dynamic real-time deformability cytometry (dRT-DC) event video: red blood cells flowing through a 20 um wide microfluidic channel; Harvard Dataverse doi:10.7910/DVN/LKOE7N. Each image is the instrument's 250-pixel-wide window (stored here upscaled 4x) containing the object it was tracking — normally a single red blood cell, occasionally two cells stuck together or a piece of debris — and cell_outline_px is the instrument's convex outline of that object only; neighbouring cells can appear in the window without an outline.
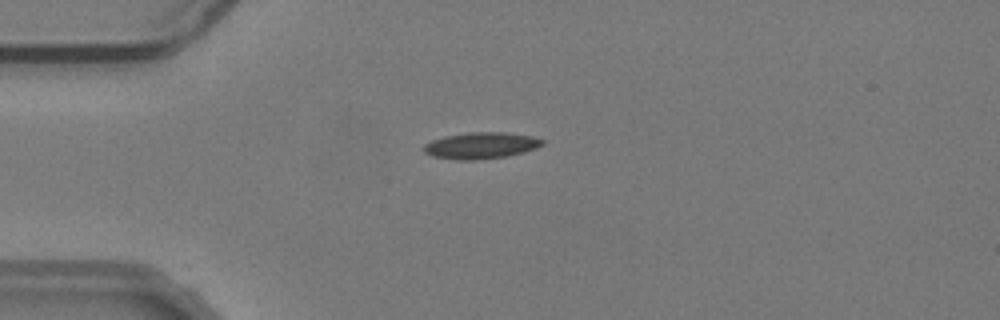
{"species": "common noctule bat (a hibernating species)", "species_latin": "Nyctalus noctula", "temperature_condition": "warm", "stored_images_in_passage": 10, "camera_frame_rate_fps": 3000, "um_per_image_px": 0.085, "animal": {"sex": "male", "body_mass_g": 19.2, "forearm_length_mm": 51.8}, "frame": {"image": 1, "passage_image": 3, "time_ms": 0.667, "image_size_px": [1000, 320], "cell_outline_px": [[544, 144], [536, 148], [524, 152], [508, 156], [476, 160], [460, 160], [432, 156], [424, 152], [424, 144], [432, 140], [444, 136], [468, 132], [504, 132], [532, 136], [544, 140]], "centroid_in_image_um": [40.89, 12.37], "position_along_channel_um": 44.1, "area_um2": 18.32}}